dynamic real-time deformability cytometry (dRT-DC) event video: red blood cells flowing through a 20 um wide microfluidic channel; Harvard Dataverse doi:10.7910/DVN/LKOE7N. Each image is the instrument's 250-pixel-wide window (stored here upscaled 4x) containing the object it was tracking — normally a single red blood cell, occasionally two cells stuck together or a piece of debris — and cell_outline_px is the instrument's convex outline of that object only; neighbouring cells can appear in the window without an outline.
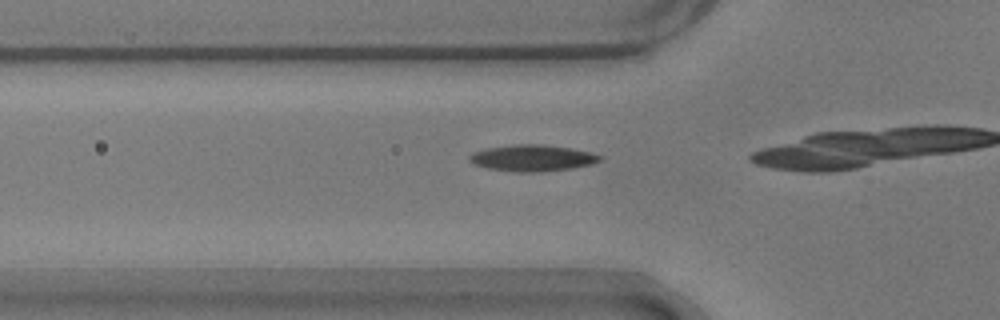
{"species": "common noctule bat (a hibernating species)", "species_latin": "Nyctalus noctula", "temperature_condition": "warm", "stored_images_in_passage": 18, "camera_frame_rate_fps": 3000, "um_per_image_px": 0.085, "animal": {"sex": "male", "body_mass_g": 17.9}, "frame": {"image": 1, "passage_image": 14, "time_ms": 4.333, "image_size_px": [1000, 320], "cell_outline_px": [[604, 160], [592, 164], [572, 168], [540, 172], [516, 172], [488, 168], [476, 164], [468, 160], [468, 156], [472, 152], [488, 148], [516, 144], [544, 144], [572, 148], [592, 152], [604, 156]], "centroid_in_image_um": [45.32, 13.42], "position_along_channel_um": 80.5, "area_um2": 20.29}}
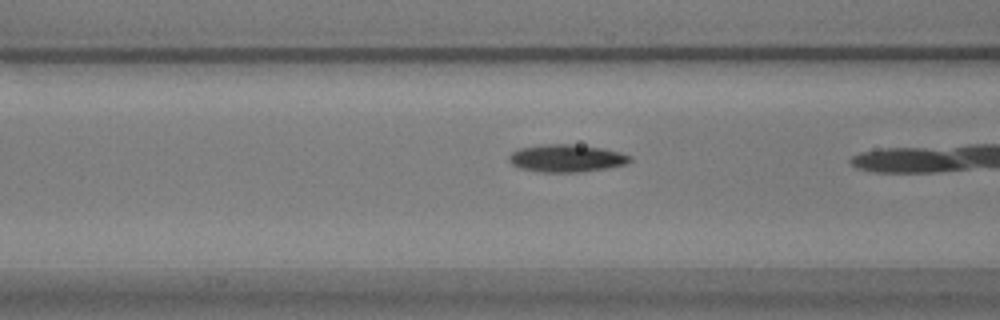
{"frame": {"image": 2, "passage_image": 17, "time_ms": 5.333, "image_size_px": [1000, 320], "cell_outline_px": [[632, 160], [628, 164], [608, 168], [580, 172], [540, 172], [520, 168], [512, 164], [508, 160], [508, 156], [512, 152], [520, 148], [544, 144], [572, 144], [604, 148], [620, 152], [632, 156]], "centroid_in_image_um": [48.18, 13.45], "position_along_channel_um": 118.4, "area_um2": 19.59}}